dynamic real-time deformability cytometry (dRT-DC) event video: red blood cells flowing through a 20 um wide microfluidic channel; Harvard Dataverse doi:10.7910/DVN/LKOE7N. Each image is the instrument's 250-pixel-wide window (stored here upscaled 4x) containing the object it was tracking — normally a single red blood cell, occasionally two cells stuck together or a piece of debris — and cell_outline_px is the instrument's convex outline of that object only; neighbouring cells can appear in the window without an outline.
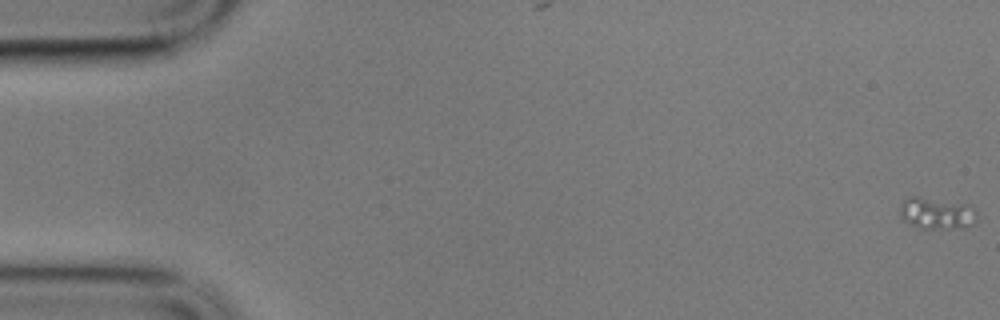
{"species": "common noctule bat (a hibernating species)", "species_latin": "Nyctalus noctula", "temperature_condition": "cold", "stored_images_in_passage": 61, "camera_frame_rate_fps": 3000, "um_per_image_px": 0.085, "animal": {"sex": "male", "body_mass_g": 17.9}, "frame": {"image": 1, "passage_image": 1, "time_ms": 0.0, "image_size_px": [1000, 320], "cell_outline_px": [[976, 220], [964, 228], [920, 228], [908, 224], [900, 216], [900, 208], [904, 200], [912, 196], [916, 196], [968, 204], [976, 208]], "centroid_in_image_um": [79.62, 18.13], "position_along_channel_um": 5.4, "area_um2": 14.16}}
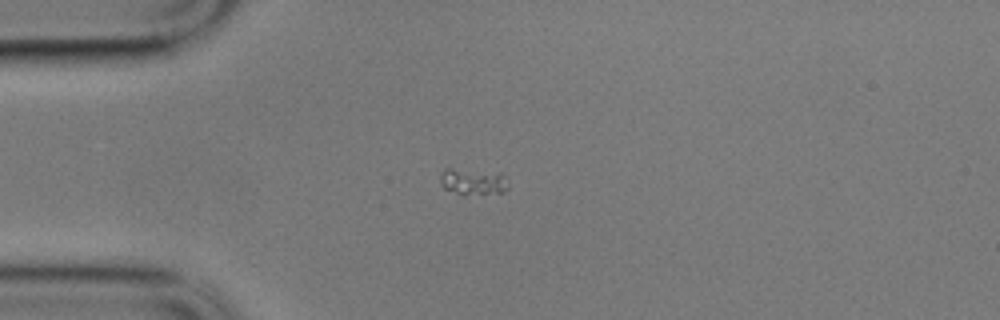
{"frame": {"image": 2, "passage_image": 16, "time_ms": 5.0, "image_size_px": [1000, 320], "cell_outline_px": [[508, 188], [504, 192], [456, 192], [444, 188], [440, 184], [440, 172], [444, 168], [448, 168], [500, 172], [508, 176]], "centroid_in_image_um": [40.23, 15.36], "position_along_channel_um": 44.8, "area_um2": 10.23}}
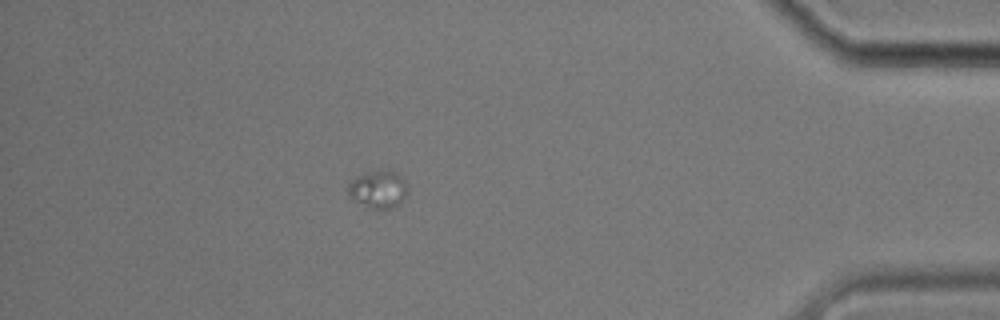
{"frame": {"image": 3, "passage_image": 54, "time_ms": 17.667, "image_size_px": [1000, 320], "cell_outline_px": [[408, 192], [392, 208], [372, 208], [348, 196], [348, 184], [356, 176], [380, 168], [388, 168], [396, 172], [404, 180], [408, 188]], "centroid_in_image_um": [32.15, 16.02], "position_along_channel_um": 403.1, "area_um2": 12.95}}